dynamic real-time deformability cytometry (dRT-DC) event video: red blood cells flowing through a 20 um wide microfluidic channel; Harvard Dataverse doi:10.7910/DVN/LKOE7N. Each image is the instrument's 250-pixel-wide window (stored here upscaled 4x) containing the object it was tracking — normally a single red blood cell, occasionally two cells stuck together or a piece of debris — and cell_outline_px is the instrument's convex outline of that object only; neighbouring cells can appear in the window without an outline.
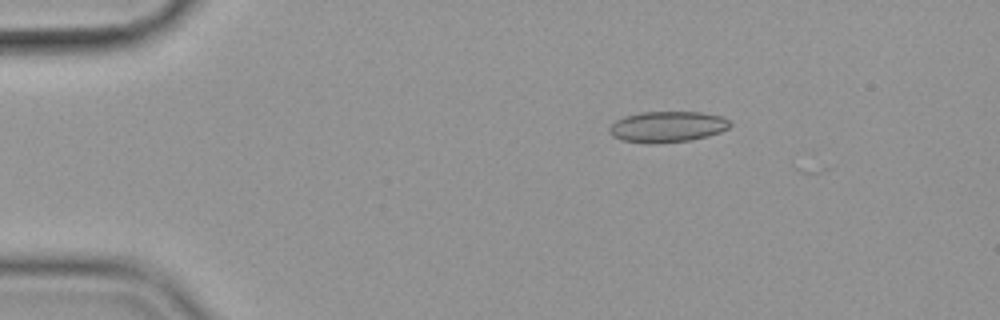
{"species": "common noctule bat (a hibernating species)", "species_latin": "Nyctalus noctula", "temperature_condition": "cold", "stored_images_in_passage": 6, "camera_frame_rate_fps": 3000, "um_per_image_px": 0.085, "animal": {"sex": "female", "body_mass_g": 19.9}, "frame": {"image": 1, "passage_image": 3, "time_ms": 0.667, "image_size_px": [1000, 320], "cell_outline_px": [[732, 124], [728, 128], [720, 132], [708, 136], [688, 140], [656, 144], [648, 144], [620, 140], [612, 136], [608, 132], [608, 128], [616, 120], [624, 116], [640, 112], [700, 112], [720, 116], [728, 120]], "centroid_in_image_um": [56.68, 10.78], "position_along_channel_um": 28.3, "area_um2": 21.91}}